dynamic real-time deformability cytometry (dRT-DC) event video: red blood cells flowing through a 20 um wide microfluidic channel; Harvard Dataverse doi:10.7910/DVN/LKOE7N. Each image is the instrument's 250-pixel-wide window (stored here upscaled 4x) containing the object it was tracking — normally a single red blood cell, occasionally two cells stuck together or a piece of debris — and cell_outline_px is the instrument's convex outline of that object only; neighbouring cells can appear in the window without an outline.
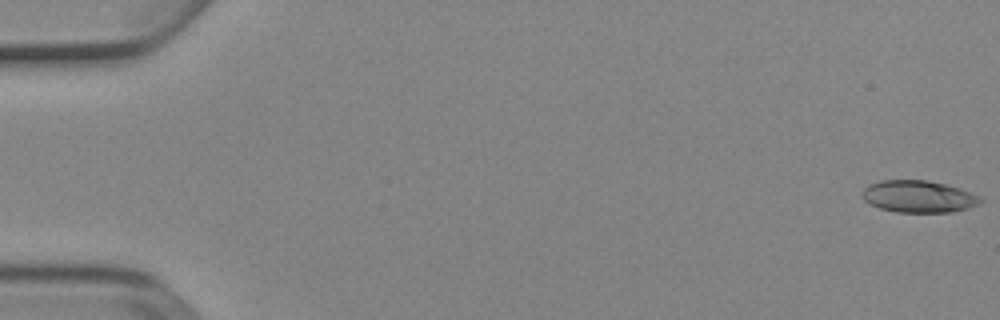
{"species": "Egyptian fruit bat (a non-hibernating species)", "species_latin": "Rousettus aegyptiacus", "temperature_condition": "cold", "stored_images_in_passage": 53, "camera_frame_rate_fps": 3000, "um_per_image_px": 0.085, "animal": {"sex": "female"}, "frame": {"image": 1, "passage_image": 1, "time_ms": 0.0, "image_size_px": [1000, 320], "cell_outline_px": [[984, 200], [968, 208], [952, 212], [896, 212], [880, 208], [864, 200], [860, 192], [868, 184], [880, 180], [928, 180], [960, 188], [980, 196]], "centroid_in_image_um": [78.05, 16.69], "position_along_channel_um": 6.9, "area_um2": 22.08}}
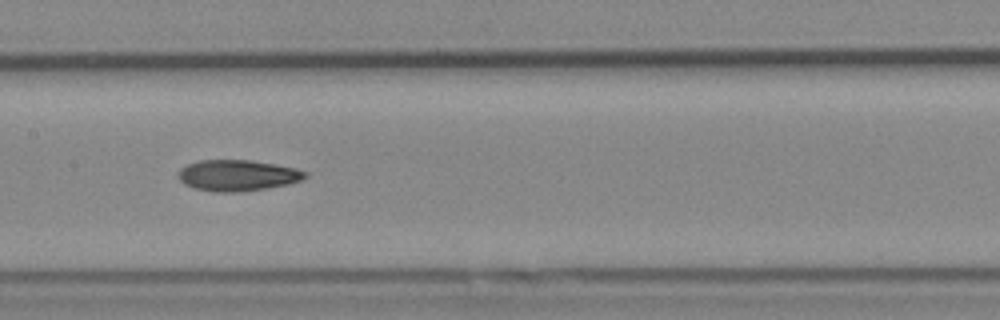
{"frame": {"image": 2, "passage_image": 27, "time_ms": 8.667, "image_size_px": [1000, 320], "cell_outline_px": [[308, 176], [304, 180], [288, 184], [240, 192], [216, 192], [196, 188], [184, 184], [176, 176], [180, 168], [188, 164], [200, 160], [248, 160], [272, 164], [292, 168], [308, 172]], "centroid_in_image_um": [20.17, 14.91], "position_along_channel_um": 187.2, "area_um2": 22.83}}
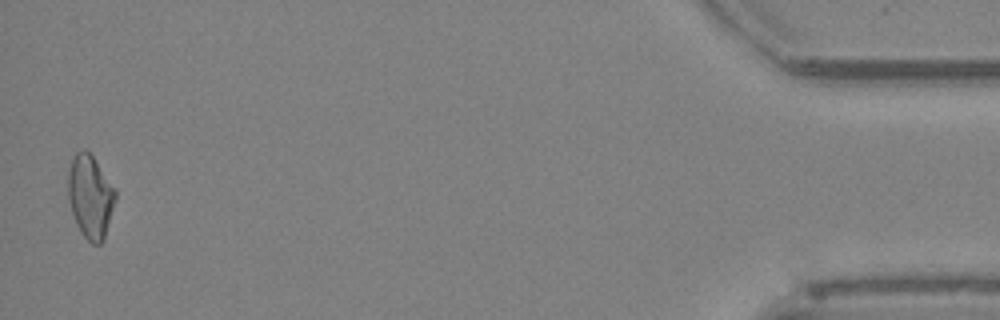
{"frame": {"image": 3, "passage_image": 52, "time_ms": 17.0, "image_size_px": [1000, 320], "cell_outline_px": [[116, 200], [104, 240], [100, 244], [92, 244], [80, 232], [76, 224], [68, 200], [68, 172], [72, 160], [76, 152], [84, 148], [92, 156], [116, 192]], "centroid_in_image_um": [7.66, 16.75], "position_along_channel_um": 427.5, "area_um2": 22.72}, "authors_computed_cell_mechanics": {"area_um2": 22.5998, "velocity_mm_per_s": 3.9047, "shape_relaxation_time_tau1_ms": null, "shape_relaxation_time_tau2_ms": 4.0708, "deformation_change_tau1": null, "deformation_change_tau2": 0.117}}